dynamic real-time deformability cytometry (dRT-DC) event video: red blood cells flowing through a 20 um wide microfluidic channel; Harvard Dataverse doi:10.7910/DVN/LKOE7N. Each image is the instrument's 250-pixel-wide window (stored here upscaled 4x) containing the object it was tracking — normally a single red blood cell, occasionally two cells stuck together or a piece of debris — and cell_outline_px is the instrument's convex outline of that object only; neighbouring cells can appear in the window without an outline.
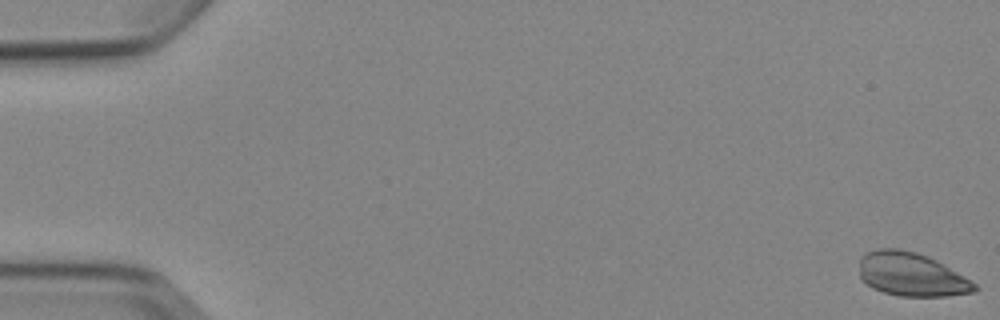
{"species": "Egyptian fruit bat (a non-hibernating species)", "species_latin": "Rousettus aegyptiacus", "temperature_condition": "cold", "stored_images_in_passage": 5, "camera_frame_rate_fps": 3000, "um_per_image_px": 0.085, "animal": {"sex": "female"}, "frame": {"image": 1, "passage_image": 1, "time_ms": 0.0, "image_size_px": [1000, 320], "cell_outline_px": [[980, 288], [976, 292], [948, 296], [900, 296], [884, 292], [872, 288], [860, 276], [860, 256], [864, 252], [880, 248], [900, 248], [916, 252], [928, 256], [936, 260], [972, 280]], "centroid_in_image_um": [77.5, 23.32], "position_along_channel_um": 7.5, "area_um2": 29.54}}
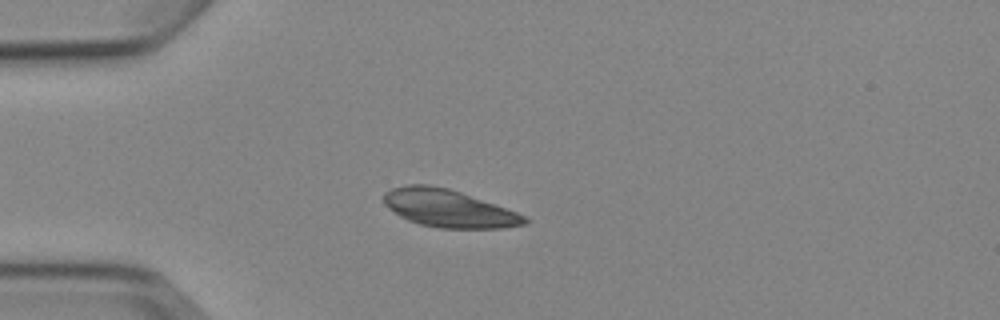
{"frame": {"image": 2, "passage_image": 5, "time_ms": 4.667, "image_size_px": [1000, 320], "cell_outline_px": [[532, 220], [528, 224], [504, 228], [436, 228], [420, 224], [408, 220], [400, 216], [388, 208], [384, 204], [384, 192], [392, 188], [408, 184], [428, 184], [448, 188], [460, 192], [516, 212]], "centroid_in_image_um": [38.12, 17.72], "position_along_channel_um": 46.9, "area_um2": 30.81}}